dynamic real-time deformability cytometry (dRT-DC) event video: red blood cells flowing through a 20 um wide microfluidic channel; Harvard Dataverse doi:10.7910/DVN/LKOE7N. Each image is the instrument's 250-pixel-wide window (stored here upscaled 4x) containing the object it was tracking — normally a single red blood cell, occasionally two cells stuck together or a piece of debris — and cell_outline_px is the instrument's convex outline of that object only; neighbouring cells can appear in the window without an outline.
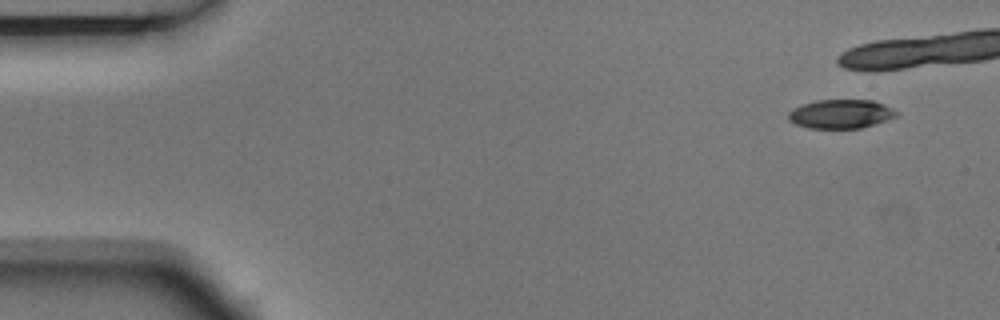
{"species": "Egyptian fruit bat (a non-hibernating species)", "species_latin": "Rousettus aegyptiacus", "temperature_condition": "room temperature", "stored_images_in_passage": 11, "camera_frame_rate_fps": 3000, "um_per_image_px": 0.085, "animal": {"sex": "male"}, "frame": {"image": 1, "passage_image": 1, "time_ms": 0.0, "image_size_px": [1000, 320], "cell_outline_px": [[900, 112], [896, 116], [860, 128], [808, 128], [796, 124], [788, 120], [788, 112], [792, 108], [816, 100], [872, 100], [884, 104]], "centroid_in_image_um": [71.44, 9.68], "position_along_channel_um": 13.6, "area_um2": 18.09}}
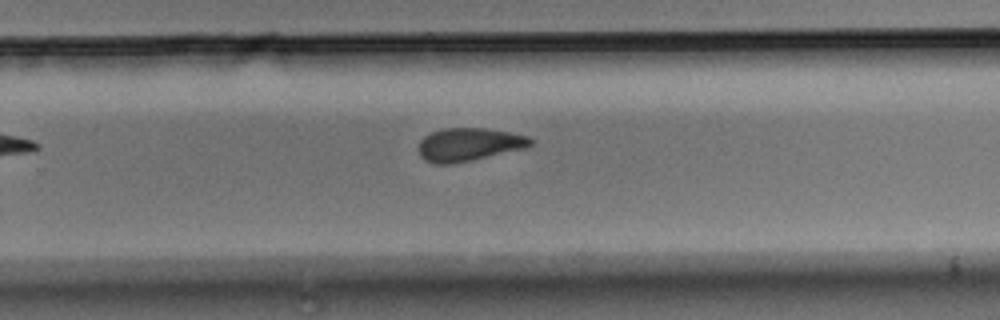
{"frame": {"image": 2, "passage_image": 11, "time_ms": 3.333, "image_size_px": [1000, 320], "cell_outline_px": [[532, 144], [524, 148], [472, 160], [452, 164], [436, 164], [424, 160], [420, 156], [416, 148], [420, 140], [424, 136], [432, 132], [444, 128], [484, 128], [508, 132], [528, 136], [532, 140]], "centroid_in_image_um": [39.79, 12.29], "position_along_channel_um": 290.0, "area_um2": 21.62}}